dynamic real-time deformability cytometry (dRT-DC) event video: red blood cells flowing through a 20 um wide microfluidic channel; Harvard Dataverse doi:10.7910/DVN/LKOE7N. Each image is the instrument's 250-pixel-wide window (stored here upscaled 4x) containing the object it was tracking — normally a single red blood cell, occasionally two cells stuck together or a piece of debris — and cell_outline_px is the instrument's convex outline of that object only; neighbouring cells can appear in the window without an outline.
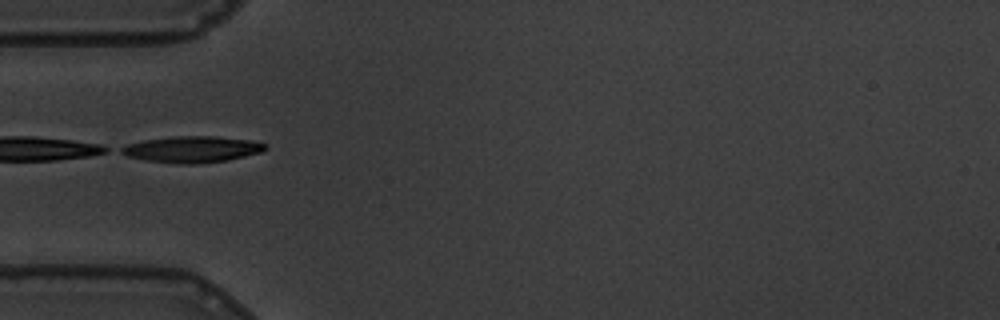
{"species": "common noctule bat (a hibernating species)", "species_latin": "Nyctalus noctula", "temperature_condition": "warm", "stored_images_in_passage": 39, "camera_frame_rate_fps": 3000, "um_per_image_px": 0.085, "animal": {"sex": "male", "body_mass_g": 19.5, "forearm_length_mm": 54.6}, "frame": {"image": 1, "passage_image": 1, "time_ms": 0.0, "image_size_px": [1000, 320], "cell_outline_px": [[268, 148], [260, 152], [228, 160], [196, 164], [176, 164], [144, 160], [128, 156], [120, 152], [120, 148], [128, 144], [144, 140], [172, 136], [216, 136], [252, 140], [264, 144]], "centroid_in_image_um": [16.31, 12.69], "position_along_channel_um": 68.7, "area_um2": 22.08}, "authors_computed_cell_mechanics": {"area_um2": 22.0796, "velocity_mm_per_s": 3.4903, "shape_relaxation_time_tau1_ms": 2.5268, "shape_relaxation_time_tau2_ms": null, "deformation_change_tau1": 0.098, "deformation_change_tau2": null}}